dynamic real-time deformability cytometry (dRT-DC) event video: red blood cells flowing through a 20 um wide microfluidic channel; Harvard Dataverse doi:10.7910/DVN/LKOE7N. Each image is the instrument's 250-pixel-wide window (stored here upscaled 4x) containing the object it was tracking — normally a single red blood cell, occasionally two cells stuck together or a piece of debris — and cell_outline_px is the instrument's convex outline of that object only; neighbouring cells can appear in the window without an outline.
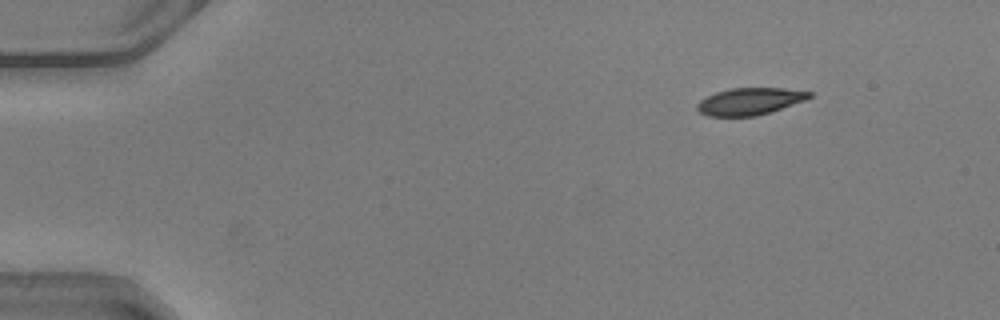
{"species": "common noctule bat (a hibernating species)", "species_latin": "Nyctalus noctula", "temperature_condition": "warm", "stored_images_in_passage": 45, "camera_frame_rate_fps": 3000, "um_per_image_px": 0.085, "animal": {"sex": "male", "body_mass_g": 20.5, "forearm_length_mm": 52.5}, "frame": {"image": 1, "passage_image": 1, "time_ms": 0.0, "image_size_px": [1000, 320], "cell_outline_px": [[812, 96], [804, 100], [756, 116], [708, 116], [700, 112], [696, 108], [696, 104], [700, 100], [716, 92], [732, 88], [784, 88], [812, 92]], "centroid_in_image_um": [63.7, 8.61], "position_along_channel_um": 21.3, "area_um2": 17.4}}
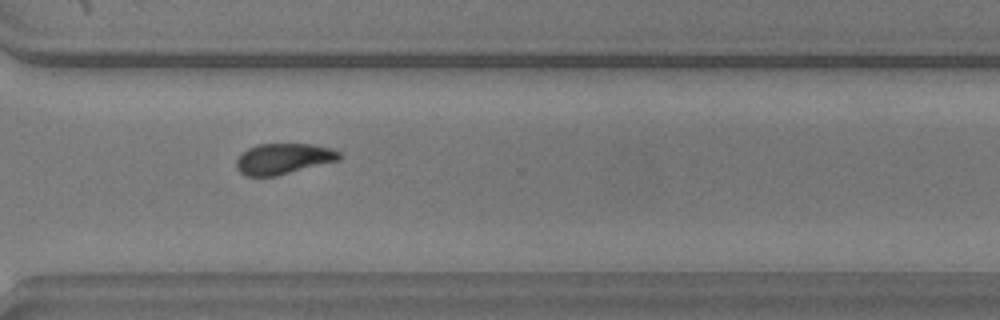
{"frame": {"image": 2, "passage_image": 32, "time_ms": 10.333, "image_size_px": [1000, 320], "cell_outline_px": [[344, 156], [340, 160], [276, 176], [244, 176], [236, 168], [236, 160], [248, 148], [256, 144], [312, 144], [332, 148], [340, 152]], "centroid_in_image_um": [24.12, 13.49], "position_along_channel_um": 346.5, "area_um2": 18.61}}
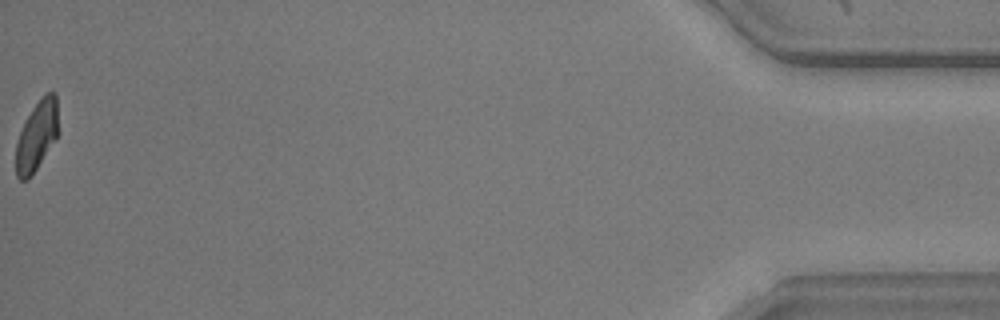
{"frame": {"image": 3, "passage_image": 45, "time_ms": 14.667, "image_size_px": [1000, 320], "cell_outline_px": [[60, 132], [56, 140], [32, 176], [28, 180], [20, 180], [16, 176], [16, 144], [20, 132], [32, 108], [48, 92], [56, 92]], "centroid_in_image_um": [3.17, 11.57], "position_along_channel_um": 432.0, "area_um2": 17.51}, "authors_computed_cell_mechanics": {"area_um2": 18.6694, "velocity_mm_per_s": 4.1059, "shape_relaxation_time_tau1_ms": 3.2561, "shape_relaxation_time_tau2_ms": 3.3848, "deformation_change_tau1": 0.1163, "deformation_change_tau2": 0.0922}}